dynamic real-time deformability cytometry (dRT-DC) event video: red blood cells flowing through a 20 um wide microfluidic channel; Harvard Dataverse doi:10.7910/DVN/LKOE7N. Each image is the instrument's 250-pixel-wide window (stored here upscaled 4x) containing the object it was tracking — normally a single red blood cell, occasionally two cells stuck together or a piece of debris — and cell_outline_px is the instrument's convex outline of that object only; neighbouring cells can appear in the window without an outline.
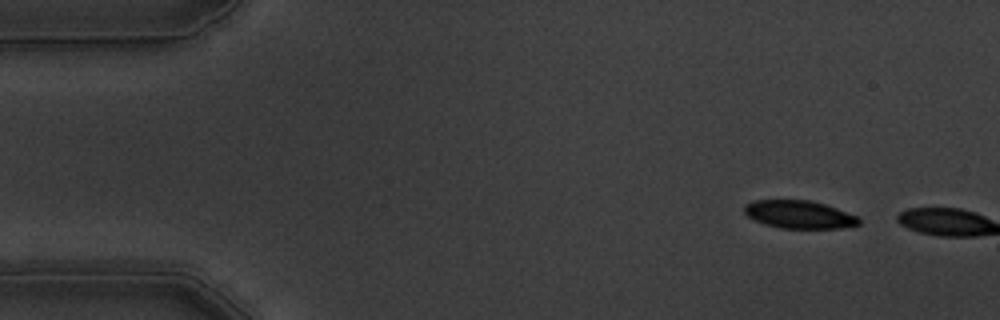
{"species": "common noctule bat (a hibernating species)", "species_latin": "Nyctalus noctula", "temperature_condition": "warm", "stored_images_in_passage": 6, "camera_frame_rate_fps": 3000, "um_per_image_px": 0.085, "animal": {"sex": "male", "body_mass_g": 19.5, "forearm_length_mm": 54.6}, "frame": {"image": 1, "passage_image": 5, "time_ms": 1.333, "image_size_px": [1000, 320], "cell_outline_px": [[860, 224], [840, 228], [780, 228], [764, 224], [748, 216], [744, 212], [744, 204], [752, 200], [808, 200], [824, 204], [836, 208], [856, 216], [860, 220]], "centroid_in_image_um": [67.89, 18.23], "position_along_channel_um": 17.1, "area_um2": 18.5}}